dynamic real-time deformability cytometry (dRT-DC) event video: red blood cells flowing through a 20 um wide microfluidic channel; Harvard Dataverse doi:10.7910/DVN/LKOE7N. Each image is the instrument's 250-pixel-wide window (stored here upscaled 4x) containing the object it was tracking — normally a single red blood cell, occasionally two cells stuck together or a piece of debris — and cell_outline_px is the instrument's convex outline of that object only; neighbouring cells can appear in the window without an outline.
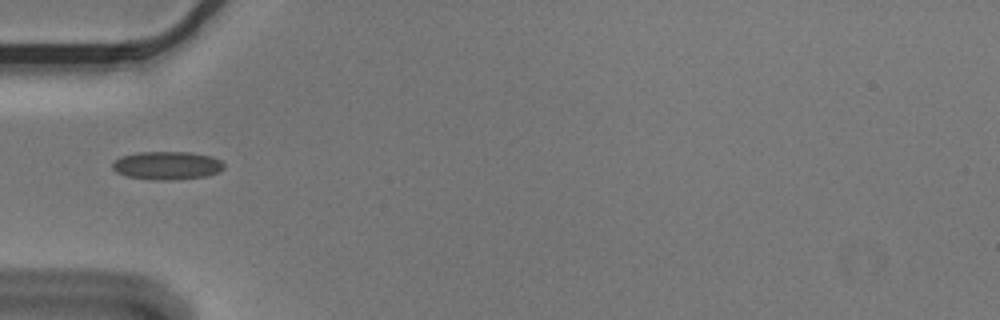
{"species": "Egyptian fruit bat (a non-hibernating species)", "species_latin": "Rousettus aegyptiacus", "temperature_condition": "cold", "stored_images_in_passage": 3, "camera_frame_rate_fps": 3000, "um_per_image_px": 0.085, "animal": {"sex": "male"}, "frame": {"image": 1, "passage_image": 2, "time_ms": 0.333, "image_size_px": [1000, 320], "cell_outline_px": [[224, 168], [208, 176], [172, 180], [156, 180], [128, 176], [116, 172], [112, 168], [112, 164], [120, 156], [136, 152], [188, 152], [212, 156], [220, 160], [224, 164]], "centroid_in_image_um": [14.19, 14.06], "position_along_channel_um": 70.8, "area_um2": 18.32}}
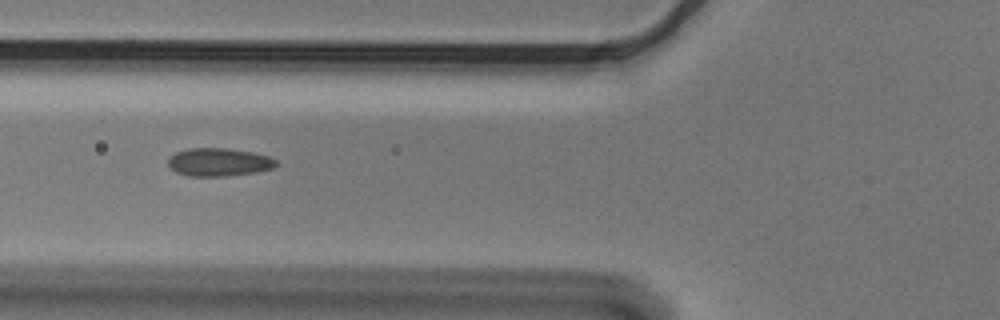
{"frame": {"image": 2, "passage_image": 3, "time_ms": 0.667, "image_size_px": [1000, 320], "cell_outline_px": [[280, 164], [276, 168], [256, 172], [228, 176], [188, 176], [176, 172], [168, 164], [168, 156], [176, 152], [188, 148], [224, 148], [252, 152], [268, 156], [276, 160]], "centroid_in_image_um": [18.62, 13.78], "position_along_channel_um": 107.2, "area_um2": 17.86}}